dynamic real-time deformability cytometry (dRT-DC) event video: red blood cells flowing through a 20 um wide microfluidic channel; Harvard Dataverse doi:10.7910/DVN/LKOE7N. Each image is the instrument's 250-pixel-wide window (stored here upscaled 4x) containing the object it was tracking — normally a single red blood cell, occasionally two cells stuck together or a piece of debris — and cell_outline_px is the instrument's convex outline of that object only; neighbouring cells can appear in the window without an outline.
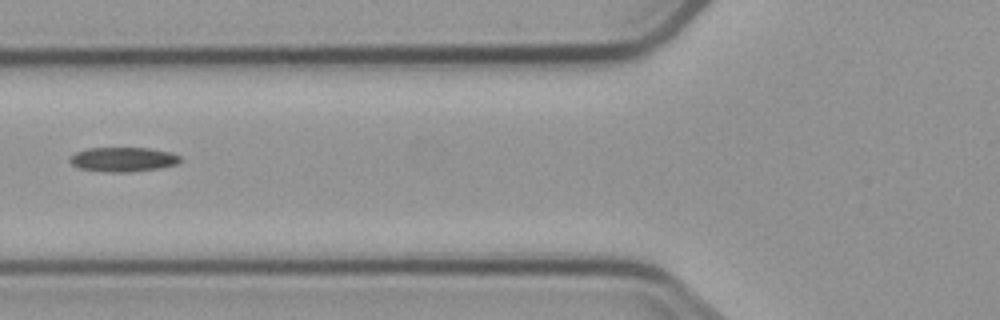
{"species": "common noctule bat (a hibernating species)", "species_latin": "Nyctalus noctula", "temperature_condition": "cold", "stored_images_in_passage": 3, "camera_frame_rate_fps": 3000, "um_per_image_px": 0.085, "animal": {"sex": "male", "body_mass_g": 23.1, "forearm_length_mm": 52.7}, "frame": {"image": 1, "passage_image": 3, "time_ms": 2.333, "image_size_px": [1000, 320], "cell_outline_px": [[180, 160], [176, 164], [160, 168], [128, 172], [108, 172], [80, 168], [72, 164], [68, 160], [76, 152], [88, 148], [148, 148], [172, 152], [180, 156]], "centroid_in_image_um": [10.47, 13.54], "position_along_channel_um": 115.3, "area_um2": 15.61}}